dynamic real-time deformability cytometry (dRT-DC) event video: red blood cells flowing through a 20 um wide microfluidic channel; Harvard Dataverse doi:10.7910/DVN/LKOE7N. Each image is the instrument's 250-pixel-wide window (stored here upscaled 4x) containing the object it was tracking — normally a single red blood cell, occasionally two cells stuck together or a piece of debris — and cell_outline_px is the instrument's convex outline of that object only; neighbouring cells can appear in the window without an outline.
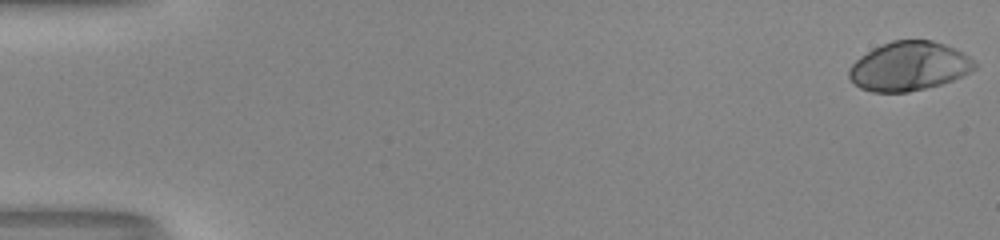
{"species": "human", "species_latin": "Homo sapiens", "temperature_condition": "room temperature", "stored_images_in_passage": 54, "camera_frame_rate_fps": 3000, "um_per_image_px": 0.085, "donor": {"sex": "male"}, "frame": {"image": 1, "passage_image": 1, "time_ms": 0.0, "image_size_px": [1000, 240], "cell_outline_px": [[976, 68], [952, 80], [940, 84], [908, 92], [872, 92], [860, 88], [848, 76], [848, 68], [860, 56], [872, 48], [892, 40], [932, 40], [944, 44], [968, 56], [976, 64]], "centroid_in_image_um": [77.21, 5.63], "position_along_channel_um": 7.8, "area_um2": 35.55}}
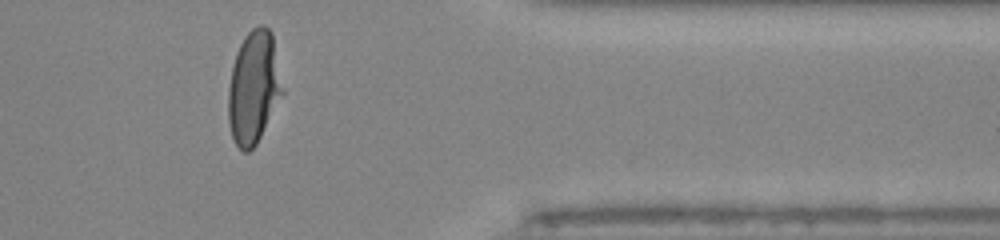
{"frame": {"image": 2, "passage_image": 45, "time_ms": 14.667, "image_size_px": [1000, 240], "cell_outline_px": [[284, 92], [256, 144], [248, 152], [244, 152], [236, 144], [232, 136], [228, 120], [228, 88], [232, 68], [236, 52], [244, 36], [252, 28], [260, 24], [264, 24], [272, 32], [284, 88]], "centroid_in_image_um": [21.57, 7.39], "position_along_channel_um": 389.8, "area_um2": 35.72}}
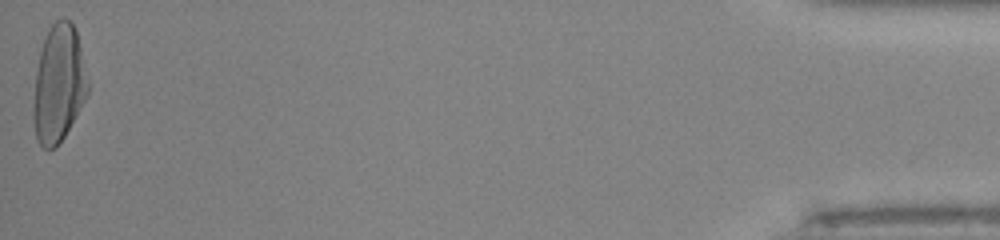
{"frame": {"image": 3, "passage_image": 54, "time_ms": 17.667, "image_size_px": [1000, 240], "cell_outline_px": [[88, 92], [84, 100], [64, 136], [56, 148], [44, 148], [36, 140], [32, 116], [32, 112], [36, 72], [40, 48], [44, 36], [48, 28], [56, 20], [68, 20], [76, 28], [88, 84]], "centroid_in_image_um": [4.95, 7.13], "position_along_channel_um": 430.3, "area_um2": 36.99}, "authors_computed_cell_mechanics": {"area_um2": 35.2291, "velocity_mm_per_s": 3.993, "shape_relaxation_time_tau1_ms": 4.344, "shape_relaxation_time_tau2_ms": null, "deformation_change_tau1": 0.2383, "deformation_change_tau2": null}}